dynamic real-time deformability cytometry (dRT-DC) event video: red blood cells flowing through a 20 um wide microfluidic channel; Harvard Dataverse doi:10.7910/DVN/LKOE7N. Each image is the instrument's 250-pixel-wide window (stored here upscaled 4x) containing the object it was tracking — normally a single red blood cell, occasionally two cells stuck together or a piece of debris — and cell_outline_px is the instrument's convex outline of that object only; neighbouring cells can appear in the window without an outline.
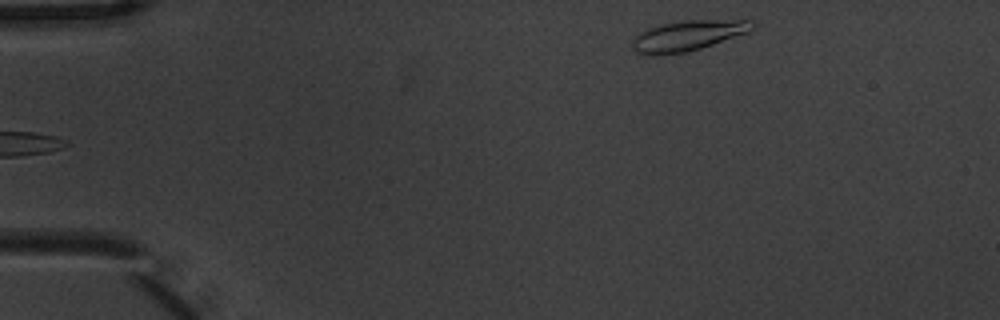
{"species": "common noctule bat (a hibernating species)", "species_latin": "Nyctalus noctula", "temperature_condition": "warm", "stored_images_in_passage": 4, "camera_frame_rate_fps": 3000, "um_per_image_px": 0.085, "animal": {"sex": "male", "body_mass_g": 20.1, "forearm_length_mm": 53.5}, "frame": {"image": 1, "passage_image": 4, "time_ms": 1.0, "image_size_px": [1000, 320], "cell_outline_px": [[756, 28], [748, 32], [700, 48], [684, 52], [652, 56], [644, 56], [636, 52], [632, 48], [632, 40], [640, 32], [648, 28], [664, 24], [684, 20], [752, 20], [756, 24]], "centroid_in_image_um": [58.45, 3.03], "position_along_channel_um": 26.6, "area_um2": 21.21}}